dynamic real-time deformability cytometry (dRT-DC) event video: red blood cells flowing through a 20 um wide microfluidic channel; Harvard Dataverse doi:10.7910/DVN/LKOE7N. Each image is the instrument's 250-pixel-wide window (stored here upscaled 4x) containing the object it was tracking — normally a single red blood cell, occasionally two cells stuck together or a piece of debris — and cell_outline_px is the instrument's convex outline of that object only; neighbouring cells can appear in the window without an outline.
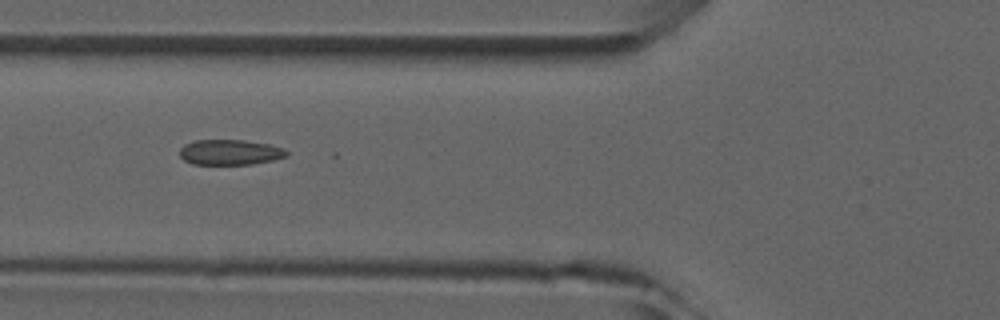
{"species": "common noctule bat (a hibernating species)", "species_latin": "Nyctalus noctula", "temperature_condition": "room temperature", "stored_images_in_passage": 6, "camera_frame_rate_fps": 3000, "um_per_image_px": 0.085, "animal": {"sex": "male", "forearm_length_mm": 52.5}, "frame": {"image": 1, "passage_image": 6, "time_ms": 5.667, "image_size_px": [1000, 320], "cell_outline_px": [[288, 156], [272, 160], [252, 164], [192, 164], [184, 160], [180, 156], [180, 148], [184, 144], [196, 140], [244, 140], [268, 144], [284, 148], [288, 152]], "centroid_in_image_um": [19.55, 12.94], "position_along_channel_um": 106.3, "area_um2": 15.78}}